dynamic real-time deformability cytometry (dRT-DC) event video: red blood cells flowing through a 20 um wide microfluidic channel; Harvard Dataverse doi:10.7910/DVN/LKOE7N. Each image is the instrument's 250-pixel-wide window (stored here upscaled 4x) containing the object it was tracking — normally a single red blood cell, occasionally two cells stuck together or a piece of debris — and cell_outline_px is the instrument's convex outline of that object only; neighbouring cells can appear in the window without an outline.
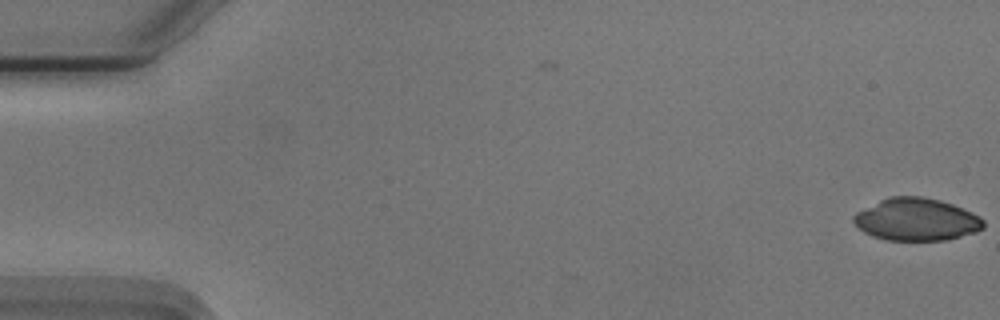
{"species": "Egyptian fruit bat (a non-hibernating species)", "species_latin": "Rousettus aegyptiacus", "temperature_condition": "cold", "stored_images_in_passage": 6, "camera_frame_rate_fps": 3000, "um_per_image_px": 0.085, "animal": {"sex": "male"}, "frame": {"image": 1, "passage_image": 6, "time_ms": 1.667, "image_size_px": [1000, 320], "cell_outline_px": [[984, 228], [976, 232], [944, 240], [884, 240], [872, 236], [864, 232], [852, 220], [852, 216], [856, 212], [888, 196], [920, 196], [940, 200], [964, 208], [980, 216], [984, 220]], "centroid_in_image_um": [77.9, 18.65], "position_along_channel_um": 7.1, "area_um2": 32.19}}